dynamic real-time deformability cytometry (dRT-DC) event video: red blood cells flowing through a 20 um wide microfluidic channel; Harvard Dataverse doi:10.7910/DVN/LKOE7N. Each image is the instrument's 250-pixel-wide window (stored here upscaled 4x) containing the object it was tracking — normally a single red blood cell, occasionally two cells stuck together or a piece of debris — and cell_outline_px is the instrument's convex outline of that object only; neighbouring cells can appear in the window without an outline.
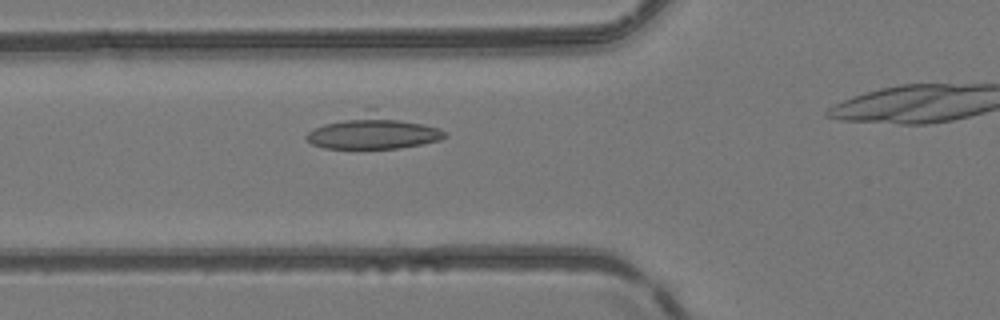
{"species": "common noctule bat (a hibernating species)", "species_latin": "Nyctalus noctula", "temperature_condition": "room temperature", "stored_images_in_passage": 33, "camera_frame_rate_fps": 3000, "um_per_image_px": 0.085, "animal": {"sex": "female", "body_mass_g": 24.6, "forearm_length_mm": 56.2}, "frame": {"image": 1, "passage_image": 10, "time_ms": 3.0, "image_size_px": [1000, 320], "cell_outline_px": [[448, 136], [440, 140], [424, 144], [400, 148], [324, 148], [312, 144], [304, 136], [308, 132], [324, 124], [368, 108], [372, 108], [440, 128], [448, 132]], "centroid_in_image_um": [31.8, 11.2], "position_along_channel_um": 94.0, "area_um2": 27.57}}
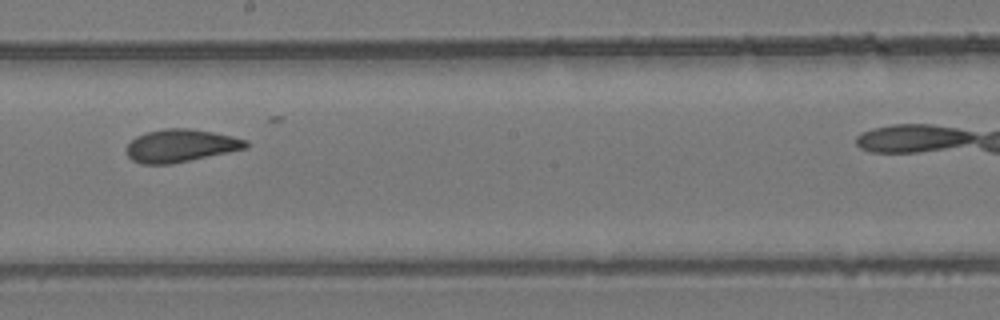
{"frame": {"image": 2, "passage_image": 20, "time_ms": 6.333, "image_size_px": [1000, 320], "cell_outline_px": [[248, 148], [172, 164], [140, 164], [132, 160], [128, 156], [124, 148], [136, 136], [148, 132], [164, 128], [188, 128], [212, 132], [232, 136], [248, 140]], "centroid_in_image_um": [15.34, 12.39], "position_along_channel_um": 232.9, "area_um2": 22.89}}
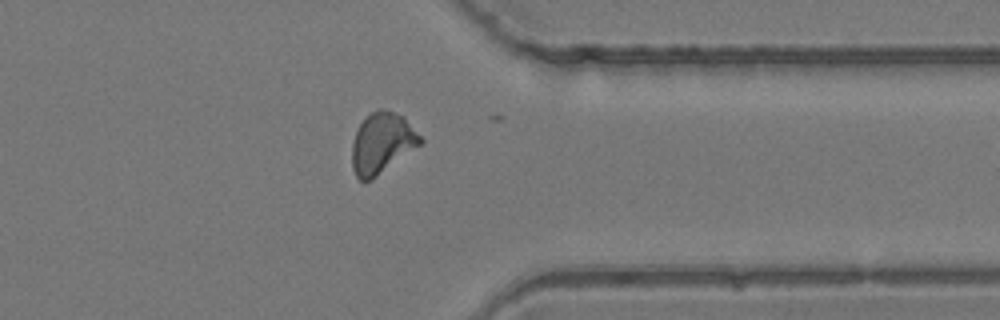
{"frame": {"image": 3, "passage_image": 31, "time_ms": 10.0, "image_size_px": [1000, 320], "cell_outline_px": [[424, 140], [420, 144], [372, 180], [360, 180], [356, 176], [352, 168], [352, 144], [356, 132], [360, 124], [372, 112], [380, 108], [404, 116]], "centroid_in_image_um": [32.46, 12.17], "position_along_channel_um": 378.9, "area_um2": 23.81}}